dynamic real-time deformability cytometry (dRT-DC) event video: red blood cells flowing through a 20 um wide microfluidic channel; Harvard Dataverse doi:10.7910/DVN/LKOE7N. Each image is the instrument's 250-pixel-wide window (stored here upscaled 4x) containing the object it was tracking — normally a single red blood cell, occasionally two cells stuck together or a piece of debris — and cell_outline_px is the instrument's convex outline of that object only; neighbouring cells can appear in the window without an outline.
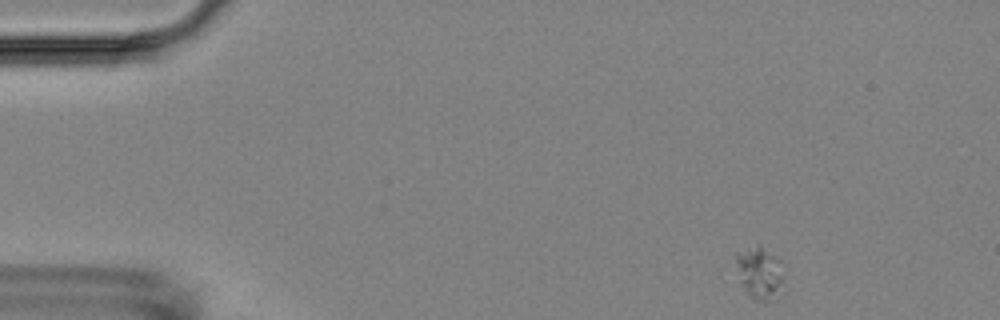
{"species": "Egyptian fruit bat (a non-hibernating species)", "species_latin": "Rousettus aegyptiacus", "temperature_condition": "room temperature", "stored_images_in_passage": 9, "camera_frame_rate_fps": 3000, "um_per_image_px": 0.085, "animal": {"sex": "female"}, "frame": {"image": 1, "passage_image": 1, "time_ms": 0.0, "image_size_px": [1000, 320], "cell_outline_px": [[784, 276], [780, 296], [776, 300], [756, 300], [748, 296], [740, 284], [736, 260], [736, 252], [756, 244], [760, 244], [780, 260]], "centroid_in_image_um": [64.59, 23.21], "position_along_channel_um": 20.4, "area_um2": 15.03}}
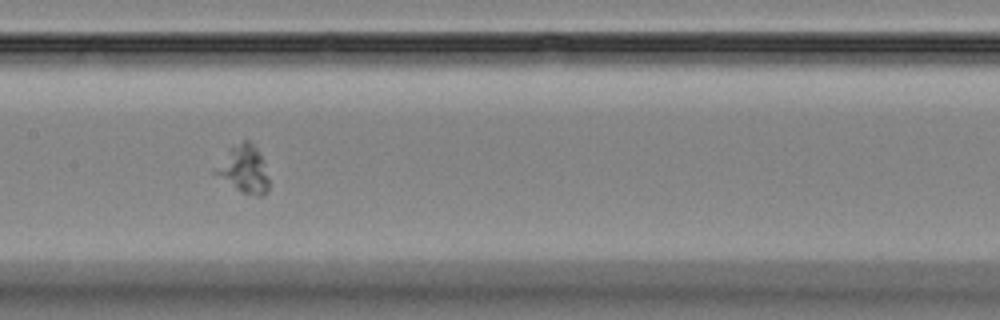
{"frame": {"image": 2, "passage_image": 7, "time_ms": 6.667, "image_size_px": [1000, 320], "cell_outline_px": [[268, 188], [264, 196], [260, 196], [240, 192], [212, 172], [232, 148], [244, 140], [248, 140], [256, 148], [264, 160], [268, 180]], "centroid_in_image_um": [20.76, 14.42], "position_along_channel_um": 186.6, "area_um2": 14.28}}
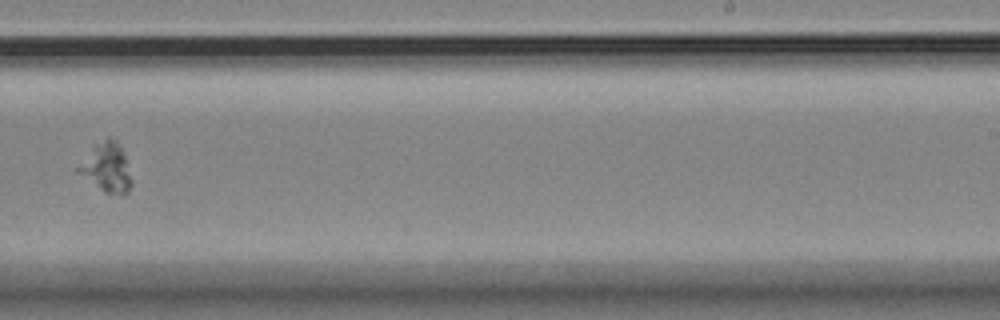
{"frame": {"image": 3, "passage_image": 9, "time_ms": 9.333, "image_size_px": [1000, 320], "cell_outline_px": [[132, 184], [128, 192], [124, 196], [104, 192], [76, 172], [76, 168], [96, 144], [108, 136], [116, 140], [120, 144], [132, 180]], "centroid_in_image_um": [9.08, 14.27], "position_along_channel_um": 279.9, "area_um2": 15.09}}